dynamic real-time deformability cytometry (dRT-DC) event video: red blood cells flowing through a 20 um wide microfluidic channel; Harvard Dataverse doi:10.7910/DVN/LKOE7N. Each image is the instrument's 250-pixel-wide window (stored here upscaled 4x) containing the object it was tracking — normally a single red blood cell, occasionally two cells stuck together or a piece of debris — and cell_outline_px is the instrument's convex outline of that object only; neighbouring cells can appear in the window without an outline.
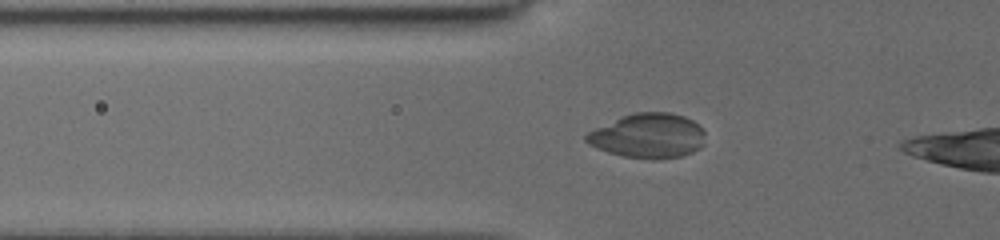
{"species": "common noctule bat (a hibernating species)", "species_latin": "Nyctalus noctula", "temperature_condition": "cold", "stored_images_in_passage": 30, "camera_frame_rate_fps": 3000, "um_per_image_px": 0.085, "animal": {"sex": "female", "body_mass_g": 19.5, "forearm_length_mm": 54.1}, "frame": {"image": 1, "passage_image": 11, "time_ms": 3.333, "image_size_px": [1000, 240], "cell_outline_px": [[704, 144], [700, 148], [692, 152], [680, 156], [624, 156], [608, 152], [596, 148], [588, 144], [584, 140], [584, 136], [588, 132], [596, 128], [624, 116], [636, 112], [672, 112], [684, 116], [700, 124], [704, 132]], "centroid_in_image_um": [55.11, 11.5], "position_along_channel_um": 70.7, "area_um2": 30.17}}
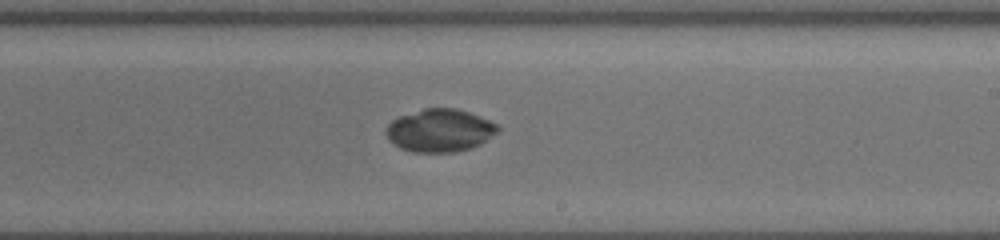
{"frame": {"image": 2, "passage_image": 20, "time_ms": 8.0, "image_size_px": [1000, 240], "cell_outline_px": [[500, 132], [480, 144], [472, 148], [456, 152], [412, 152], [400, 148], [392, 144], [388, 140], [384, 132], [388, 124], [392, 120], [400, 116], [424, 108], [456, 108], [480, 116], [496, 124], [500, 128]], "centroid_in_image_um": [37.37, 11.1], "position_along_channel_um": 251.6, "area_um2": 28.15}}
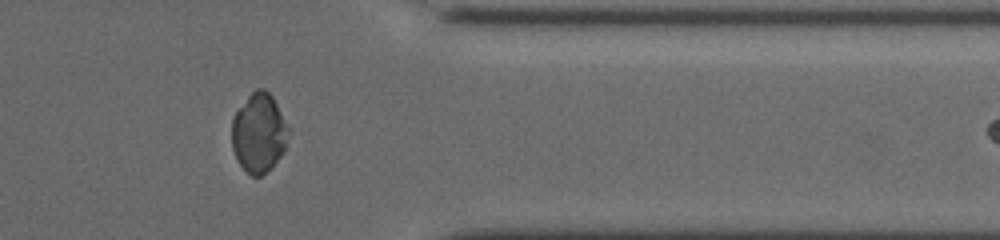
{"frame": {"image": 3, "passage_image": 27, "time_ms": 11.667, "image_size_px": [1000, 240], "cell_outline_px": [[292, 128], [284, 152], [260, 176], [252, 176], [236, 160], [232, 148], [232, 120], [236, 112], [248, 96], [256, 88], [264, 88], [272, 96]], "centroid_in_image_um": [22.04, 11.26], "position_along_channel_um": 389.4, "area_um2": 26.3}, "authors_computed_cell_mechanics": {"area_um2": 28.9867, "velocity_mm_per_s": 3.9472, "shape_relaxation_time_tau1_ms": 7.6979, "shape_relaxation_time_tau2_ms": 1.5292, "deformation_change_tau1": 0.1298, "deformation_change_tau2": 0.012}}